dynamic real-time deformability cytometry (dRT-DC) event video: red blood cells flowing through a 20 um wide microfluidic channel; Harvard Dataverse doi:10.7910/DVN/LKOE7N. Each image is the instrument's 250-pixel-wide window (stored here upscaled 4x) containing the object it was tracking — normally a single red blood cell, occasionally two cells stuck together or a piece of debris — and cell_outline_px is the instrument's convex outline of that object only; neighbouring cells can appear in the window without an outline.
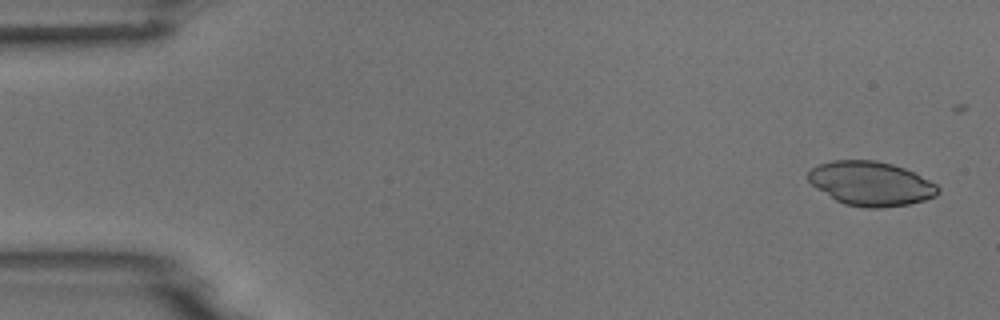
{"species": "common noctule bat (a hibernating species)", "species_latin": "Nyctalus noctula", "temperature_condition": "room temperature", "stored_images_in_passage": 7, "camera_frame_rate_fps": 3000, "um_per_image_px": 0.085, "animal": {"sex": "male", "body_mass_g": 18.8}, "frame": {"image": 1, "passage_image": 1, "time_ms": 0.0, "image_size_px": [1000, 320], "cell_outline_px": [[940, 192], [936, 196], [924, 200], [908, 204], [880, 208], [864, 208], [844, 204], [836, 200], [816, 188], [808, 180], [808, 172], [812, 168], [820, 164], [832, 160], [876, 160], [892, 164], [904, 168], [936, 184], [940, 188]], "centroid_in_image_um": [74.02, 15.61], "position_along_channel_um": 11.0, "area_um2": 33.35}}